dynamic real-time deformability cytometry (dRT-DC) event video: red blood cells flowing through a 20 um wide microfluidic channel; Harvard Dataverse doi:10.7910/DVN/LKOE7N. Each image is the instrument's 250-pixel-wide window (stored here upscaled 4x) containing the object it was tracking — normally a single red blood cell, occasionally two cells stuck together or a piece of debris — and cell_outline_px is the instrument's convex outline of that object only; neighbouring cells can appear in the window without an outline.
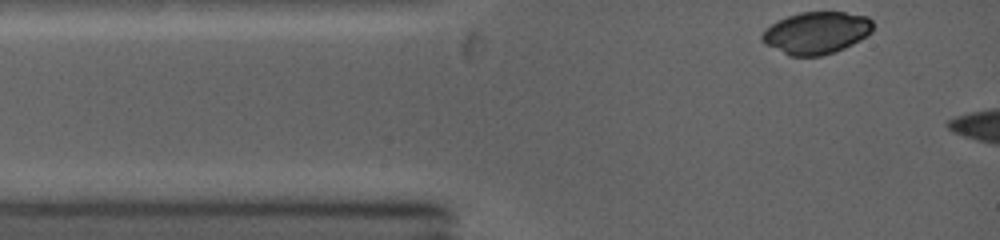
{"species": "common noctule bat (a hibernating species)", "species_latin": "Nyctalus noctula", "temperature_condition": "warm", "stored_images_in_passage": 5, "camera_frame_rate_fps": 5000, "um_per_image_px": 0.085, "animal": {"sex": "female", "body_mass_g": 19.0, "forearm_length_mm": 53.3}, "frame": {"image": 1, "passage_image": 1, "time_ms": 0.0, "image_size_px": [1000, 240], "cell_outline_px": [[872, 32], [852, 44], [844, 48], [820, 56], [792, 56], [768, 44], [760, 36], [764, 28], [776, 20], [800, 12], [844, 12], [868, 16], [872, 20]], "centroid_in_image_um": [69.4, 2.76], "position_along_channel_um": 15.6, "area_um2": 26.93}}